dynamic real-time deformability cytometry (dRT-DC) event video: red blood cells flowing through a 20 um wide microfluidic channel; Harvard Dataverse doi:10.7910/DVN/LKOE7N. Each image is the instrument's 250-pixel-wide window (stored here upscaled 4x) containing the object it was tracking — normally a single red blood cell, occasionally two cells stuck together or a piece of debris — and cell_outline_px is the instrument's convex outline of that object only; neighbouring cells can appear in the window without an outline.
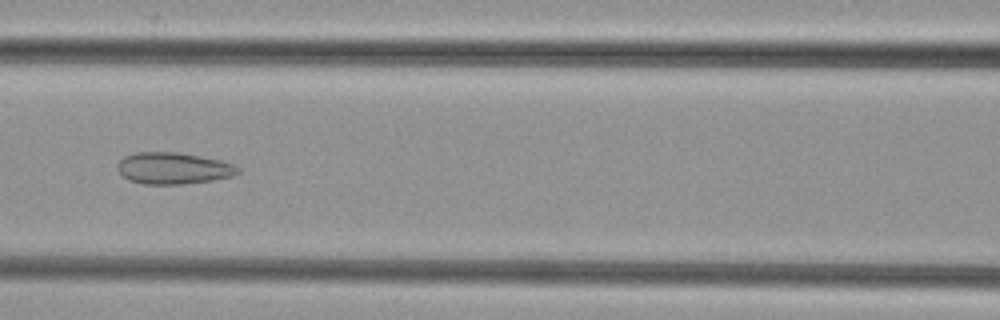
{"species": "common noctule bat (a hibernating species)", "species_latin": "Nyctalus noctula", "temperature_condition": "cold", "stored_images_in_passage": 38, "camera_frame_rate_fps": 3000, "um_per_image_px": 0.085, "animal": {"sex": "female", "body_mass_g": 29.2, "forearm_length_mm": 56.3}, "frame": {"image": 1, "passage_image": 14, "time_ms": 4.333, "image_size_px": [1000, 320], "cell_outline_px": [[240, 172], [232, 176], [212, 180], [180, 184], [144, 184], [128, 180], [116, 168], [116, 164], [124, 156], [136, 152], [176, 152], [200, 156], [220, 160], [232, 164], [240, 168]], "centroid_in_image_um": [14.71, 14.3], "position_along_channel_um": 151.9, "area_um2": 22.14}}
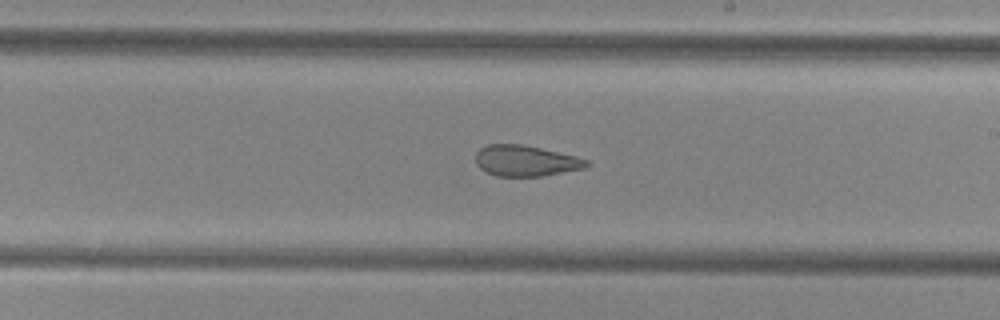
{"frame": {"image": 2, "passage_image": 21, "time_ms": 6.667, "image_size_px": [1000, 320], "cell_outline_px": [[592, 164], [584, 168], [544, 176], [496, 176], [480, 168], [476, 164], [476, 152], [480, 148], [488, 144], [520, 144], [540, 148], [576, 156], [588, 160]], "centroid_in_image_um": [44.69, 13.67], "position_along_channel_um": 244.3, "area_um2": 19.94}}
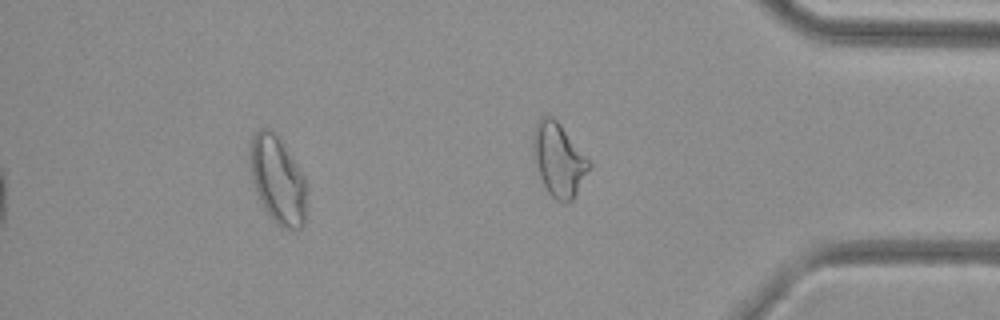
{"frame": {"image": 3, "passage_image": 33, "time_ms": 10.667, "image_size_px": [1000, 320], "cell_outline_px": [[304, 224], [300, 228], [284, 228], [276, 224], [264, 208], [256, 192], [252, 180], [252, 136], [260, 128], [268, 128], [280, 140], [304, 176]], "centroid_in_image_um": [23.59, 15.32], "position_along_channel_um": 411.6, "area_um2": 27.57}}